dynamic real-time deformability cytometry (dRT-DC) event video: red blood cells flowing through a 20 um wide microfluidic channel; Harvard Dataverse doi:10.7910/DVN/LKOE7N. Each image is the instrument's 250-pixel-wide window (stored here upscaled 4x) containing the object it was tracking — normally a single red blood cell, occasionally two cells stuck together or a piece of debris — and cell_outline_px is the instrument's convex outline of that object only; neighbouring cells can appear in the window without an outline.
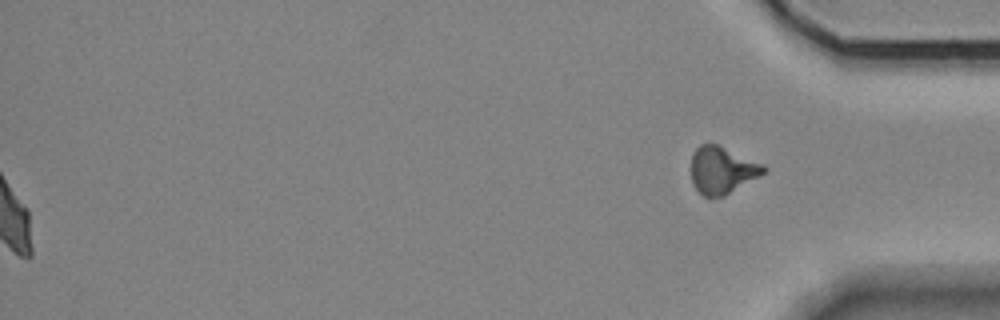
{"species": "Egyptian fruit bat (a non-hibernating species)", "species_latin": "Rousettus aegyptiacus", "temperature_condition": "room temperature", "stored_images_in_passage": 55, "segment_of_instrument_passage": [2, 2], "camera_frame_rate_fps": 3000, "um_per_image_px": 0.085, "animal": {"sex": "female"}, "frame": {"image": 1, "passage_image": 55, "time_ms": 18.0, "image_size_px": [1000, 320], "cell_outline_px": [[768, 172], [724, 196], [704, 196], [692, 184], [692, 152], [700, 144], [716, 144], [764, 164], [768, 168]], "centroid_in_image_um": [61.42, 14.46], "position_along_channel_um": 373.8, "area_um2": 19.88}}